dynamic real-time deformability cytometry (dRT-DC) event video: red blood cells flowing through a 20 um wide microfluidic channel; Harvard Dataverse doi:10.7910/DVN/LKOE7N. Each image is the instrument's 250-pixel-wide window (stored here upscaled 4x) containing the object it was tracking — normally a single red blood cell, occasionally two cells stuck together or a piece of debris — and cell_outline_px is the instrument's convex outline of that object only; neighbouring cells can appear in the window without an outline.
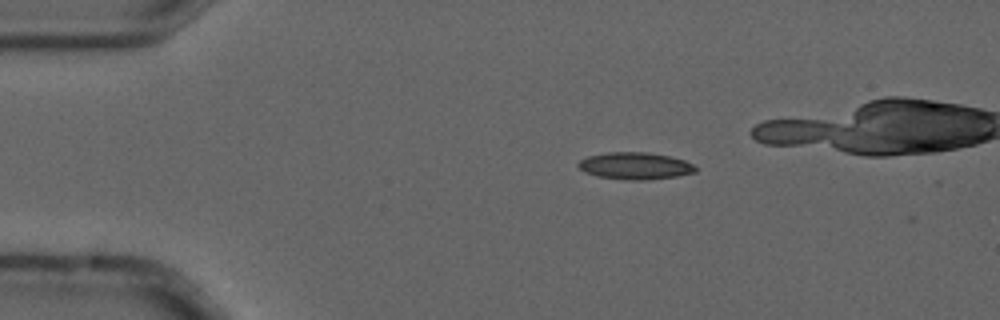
{"species": "common noctule bat (a hibernating species)", "species_latin": "Nyctalus noctula", "temperature_condition": "cold", "stored_images_in_passage": 8, "camera_frame_rate_fps": 3000, "um_per_image_px": 0.085, "animal": {"sex": "male", "forearm_length_mm": 52.5}, "frame": {"image": 1, "passage_image": 3, "time_ms": 0.667, "image_size_px": [1000, 320], "cell_outline_px": [[696, 172], [676, 176], [648, 180], [628, 180], [596, 176], [584, 172], [576, 164], [580, 160], [588, 156], [608, 152], [648, 152], [668, 156], [684, 160], [692, 164], [696, 168]], "centroid_in_image_um": [53.96, 14.1], "position_along_channel_um": 31.0, "area_um2": 18.44}}